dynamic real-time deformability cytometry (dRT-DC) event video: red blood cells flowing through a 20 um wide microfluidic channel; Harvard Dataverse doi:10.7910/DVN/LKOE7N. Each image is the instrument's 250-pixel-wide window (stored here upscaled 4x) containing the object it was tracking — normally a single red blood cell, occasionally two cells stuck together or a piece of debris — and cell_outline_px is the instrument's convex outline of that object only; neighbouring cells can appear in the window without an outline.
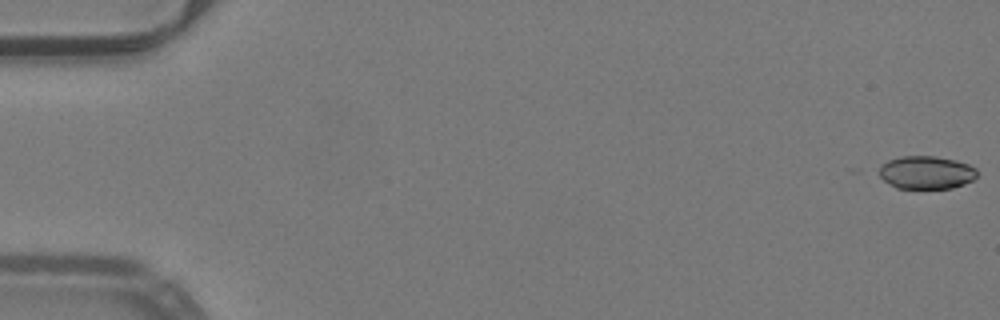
{"species": "common noctule bat (a hibernating species)", "species_latin": "Nyctalus noctula", "temperature_condition": "warm", "stored_images_in_passage": 13, "camera_frame_rate_fps": 3000, "um_per_image_px": 0.085, "animal": {"sex": "male", "body_mass_g": 19.2, "forearm_length_mm": 51.8}, "frame": {"image": 1, "passage_image": 1, "time_ms": 0.0, "image_size_px": [1000, 320], "cell_outline_px": [[976, 176], [972, 180], [964, 184], [952, 188], [896, 188], [872, 172], [888, 160], [900, 156], [936, 156], [956, 160], [968, 164], [976, 168]], "centroid_in_image_um": [78.66, 14.65], "position_along_channel_um": 6.3, "area_um2": 19.13}}
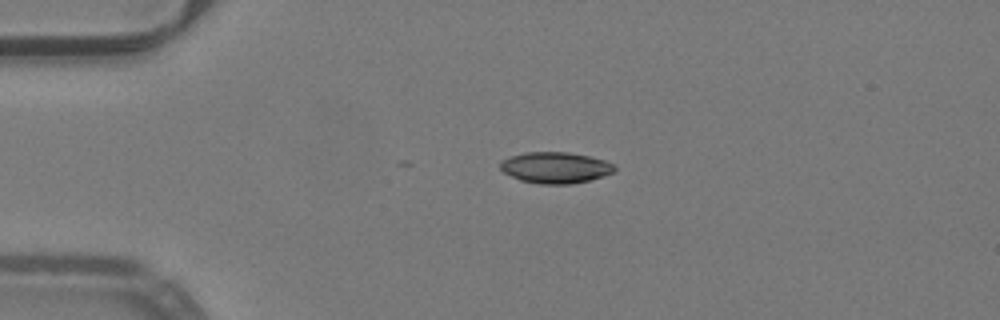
{"frame": {"image": 2, "passage_image": 13, "time_ms": 4.0, "image_size_px": [1000, 320], "cell_outline_px": [[616, 172], [604, 176], [572, 184], [540, 184], [520, 180], [504, 172], [500, 168], [500, 160], [508, 156], [524, 152], [568, 152], [588, 156], [604, 160], [612, 164], [616, 168]], "centroid_in_image_um": [47.19, 14.24], "position_along_channel_um": 37.8, "area_um2": 20.87}}